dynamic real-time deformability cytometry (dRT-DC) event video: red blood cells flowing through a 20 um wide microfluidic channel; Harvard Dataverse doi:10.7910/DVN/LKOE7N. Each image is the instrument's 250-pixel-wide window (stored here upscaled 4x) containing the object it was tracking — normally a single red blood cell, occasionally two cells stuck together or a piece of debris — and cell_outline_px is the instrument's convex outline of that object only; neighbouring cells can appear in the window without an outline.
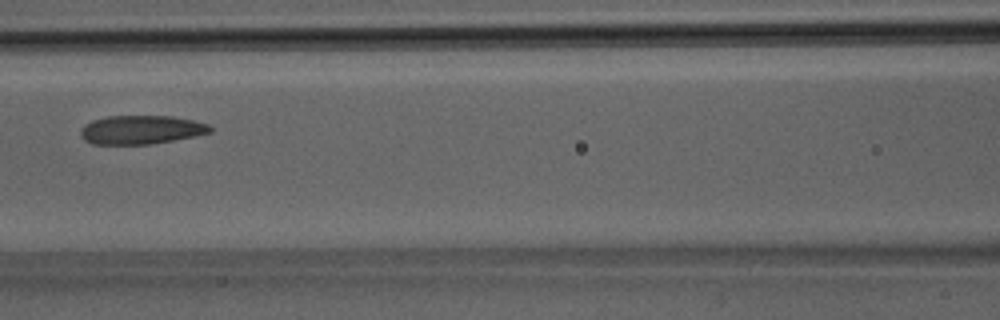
{"species": "Egyptian fruit bat (a non-hibernating species)", "species_latin": "Rousettus aegyptiacus", "temperature_condition": "room temperature", "stored_images_in_passage": 31, "camera_frame_rate_fps": 3000, "um_per_image_px": 0.085, "animal": {"sex": "male"}, "frame": {"image": 1, "passage_image": 10, "time_ms": 3.0, "image_size_px": [1000, 320], "cell_outline_px": [[212, 132], [196, 136], [152, 144], [92, 144], [84, 140], [80, 136], [80, 128], [84, 124], [92, 120], [108, 116], [172, 116], [192, 120], [208, 124], [212, 128]], "centroid_in_image_um": [11.97, 11.03], "position_along_channel_um": 154.6, "area_um2": 21.85}}
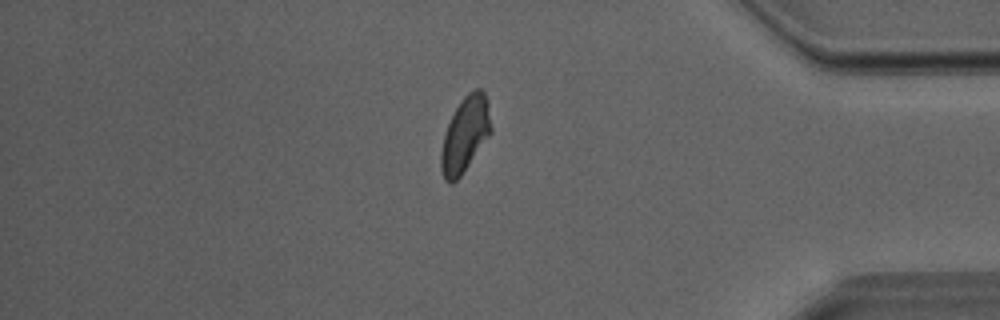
{"frame": {"image": 2, "passage_image": 25, "time_ms": 8.0, "image_size_px": [1000, 320], "cell_outline_px": [[492, 132], [460, 176], [452, 184], [448, 184], [444, 180], [440, 168], [440, 152], [444, 132], [460, 100], [468, 92], [476, 88], [480, 88], [484, 92], [488, 100], [492, 128]], "centroid_in_image_um": [39.53, 11.43], "position_along_channel_um": 395.7, "area_um2": 22.14}}
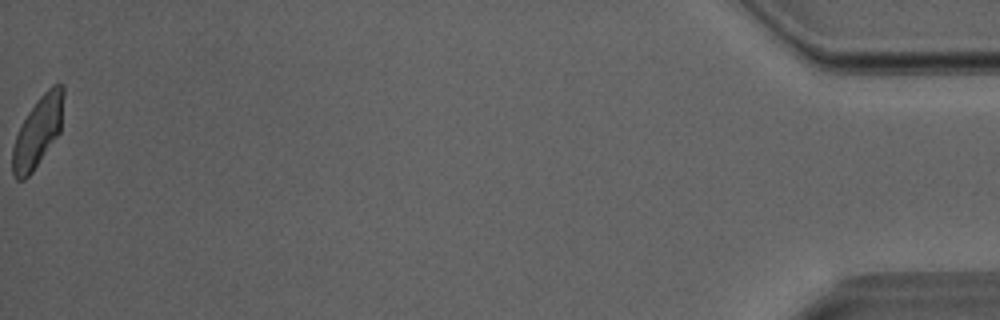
{"frame": {"image": 3, "passage_image": 31, "time_ms": 10.0, "image_size_px": [1000, 320], "cell_outline_px": [[64, 96], [60, 132], [32, 172], [24, 180], [16, 180], [12, 176], [12, 148], [16, 136], [28, 112], [36, 100], [52, 84], [64, 84]], "centroid_in_image_um": [3.21, 11.19], "position_along_channel_um": 432.0, "area_um2": 20.87}}